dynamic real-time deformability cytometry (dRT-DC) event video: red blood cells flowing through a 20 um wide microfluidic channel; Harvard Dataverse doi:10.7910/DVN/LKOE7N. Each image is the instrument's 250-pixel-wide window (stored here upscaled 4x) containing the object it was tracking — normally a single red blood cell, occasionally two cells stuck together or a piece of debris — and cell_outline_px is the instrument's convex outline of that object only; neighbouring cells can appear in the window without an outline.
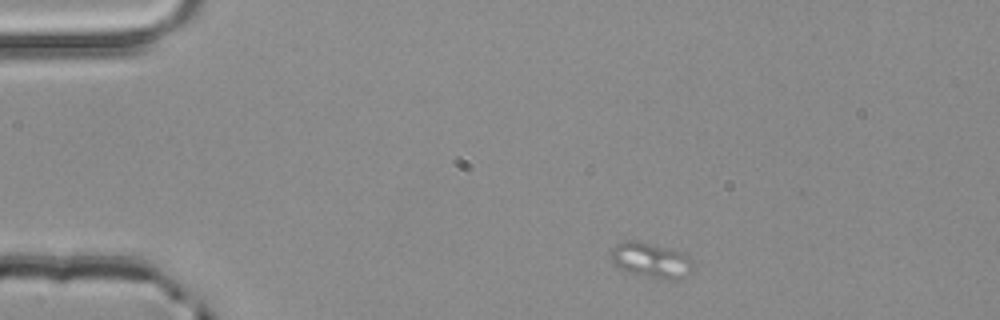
{"species": "common noctule bat (a hibernating species)", "species_latin": "Nyctalus noctula", "temperature_condition": "room temperature", "stored_images_in_passage": 2, "camera_frame_rate_fps": 3000, "um_per_image_px": 0.085, "animal": {"sex": "male", "body_mass_g": 20.4}, "frame": {"image": 1, "passage_image": 1, "time_ms": 0.0, "image_size_px": [1000, 320], "cell_outline_px": [[696, 264], [680, 280], [672, 280], [648, 276], [632, 272], [620, 268], [612, 264], [608, 256], [608, 252], [616, 244], [624, 240], [640, 240], [680, 252], [688, 256]], "centroid_in_image_um": [55.28, 22.09], "position_along_channel_um": 29.7, "area_um2": 16.94}}